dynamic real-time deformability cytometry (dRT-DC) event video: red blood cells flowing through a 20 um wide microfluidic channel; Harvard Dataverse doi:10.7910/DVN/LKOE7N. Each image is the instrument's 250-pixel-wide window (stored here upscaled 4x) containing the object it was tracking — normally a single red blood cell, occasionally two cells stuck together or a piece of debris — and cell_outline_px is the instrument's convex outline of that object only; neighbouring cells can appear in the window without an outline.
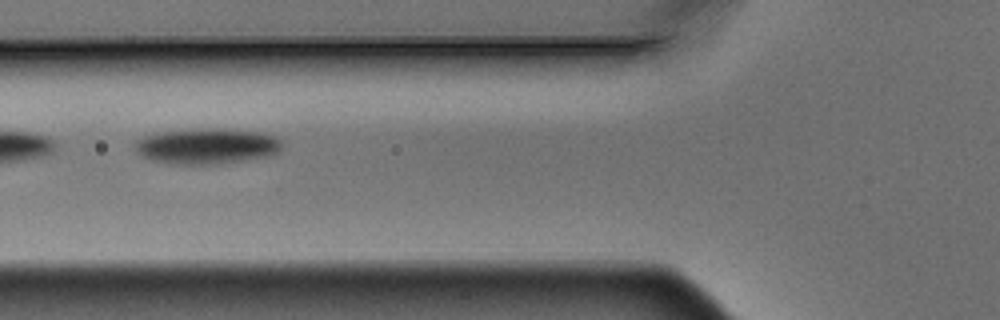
{"species": "Egyptian fruit bat (a non-hibernating species)", "species_latin": "Rousettus aegyptiacus", "temperature_condition": "warm", "stored_images_in_passage": 9, "camera_frame_rate_fps": 3000, "um_per_image_px": 0.085, "animal": {"sex": "male"}, "frame": {"image": 1, "passage_image": 6, "time_ms": 1.667, "image_size_px": [1000, 320], "cell_outline_px": [[280, 152], [272, 156], [220, 164], [176, 164], [152, 160], [136, 152], [136, 140], [144, 136], [164, 132], [200, 128], [224, 128], [260, 132], [272, 136], [280, 140]], "centroid_in_image_um": [17.63, 12.42], "position_along_channel_um": 108.2, "area_um2": 30.52}}
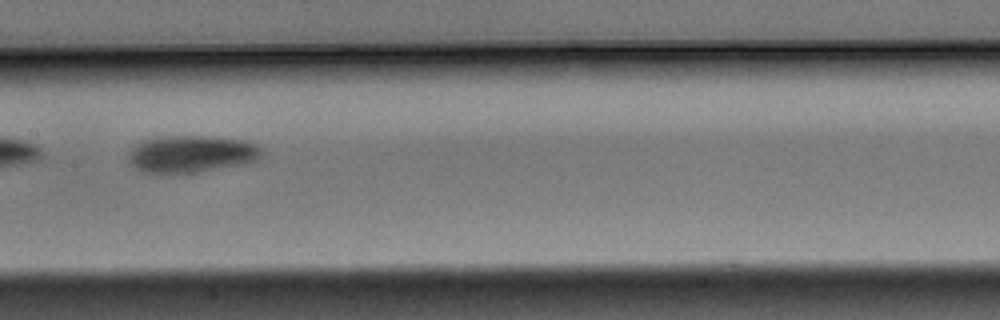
{"frame": {"image": 2, "passage_image": 8, "time_ms": 2.333, "image_size_px": [1000, 320], "cell_outline_px": [[264, 156], [260, 160], [188, 176], [160, 176], [144, 172], [136, 168], [128, 160], [128, 156], [132, 148], [136, 144], [144, 140], [164, 136], [208, 136], [244, 140], [256, 144], [260, 148]], "centroid_in_image_um": [16.26, 13.16], "position_along_channel_um": 191.1, "area_um2": 30.17}}
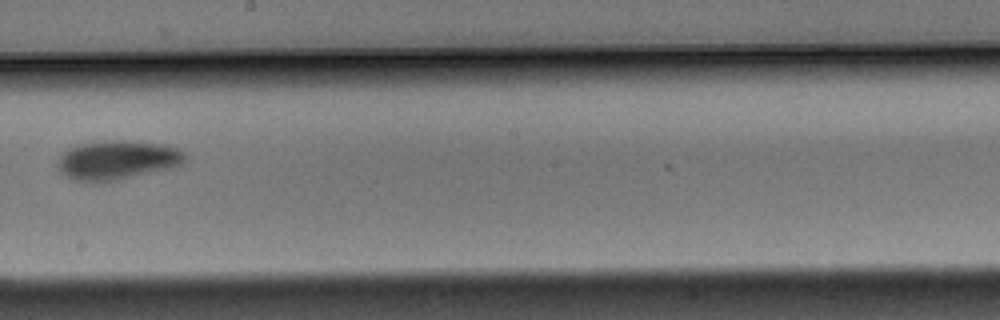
{"frame": {"image": 3, "passage_image": 9, "time_ms": 2.667, "image_size_px": [1000, 320], "cell_outline_px": [[188, 156], [184, 164], [172, 168], [116, 180], [96, 184], [92, 184], [72, 180], [60, 172], [56, 168], [56, 164], [60, 156], [64, 152], [80, 144], [108, 140], [128, 140], [168, 144], [184, 152]], "centroid_in_image_um": [9.98, 13.62], "position_along_channel_um": 238.2, "area_um2": 29.77}}